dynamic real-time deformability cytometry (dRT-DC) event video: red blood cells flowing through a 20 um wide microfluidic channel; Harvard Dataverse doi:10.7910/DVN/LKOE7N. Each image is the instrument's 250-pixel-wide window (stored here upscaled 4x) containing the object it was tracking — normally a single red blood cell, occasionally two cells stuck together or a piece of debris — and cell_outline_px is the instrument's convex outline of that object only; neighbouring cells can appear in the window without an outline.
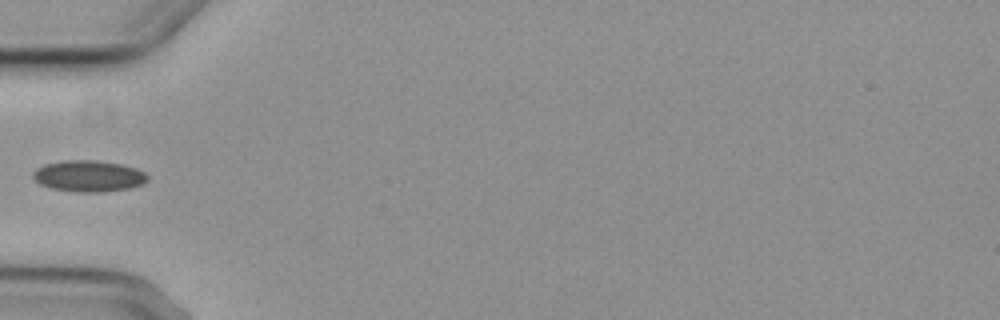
{"species": "common noctule bat (a hibernating species)", "species_latin": "Nyctalus noctula", "temperature_condition": "cold", "stored_images_in_passage": 6, "camera_frame_rate_fps": 3000, "um_per_image_px": 0.085, "animal": {"sex": "female", "body_mass_g": 29.2, "forearm_length_mm": 56.3}, "frame": {"image": 1, "passage_image": 5, "time_ms": 6.0, "image_size_px": [1000, 320], "cell_outline_px": [[148, 180], [144, 184], [132, 188], [100, 192], [76, 192], [52, 188], [40, 184], [32, 176], [32, 172], [36, 168], [44, 164], [64, 160], [92, 160], [120, 164], [136, 168], [144, 172], [148, 176]], "centroid_in_image_um": [7.54, 14.97], "position_along_channel_um": 77.5, "area_um2": 20.98}}
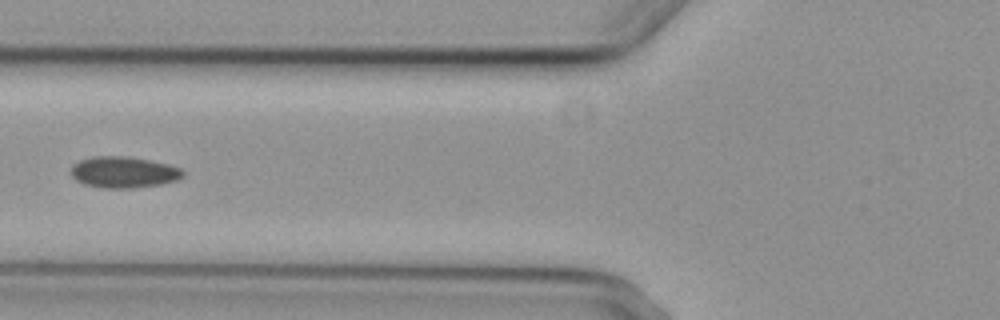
{"frame": {"image": 2, "passage_image": 6, "time_ms": 7.0, "image_size_px": [1000, 320], "cell_outline_px": [[184, 176], [176, 180], [160, 184], [132, 188], [104, 188], [84, 184], [76, 180], [72, 176], [72, 164], [80, 160], [92, 156], [128, 156], [168, 164], [180, 168], [184, 172]], "centroid_in_image_um": [10.5, 14.63], "position_along_channel_um": 115.3, "area_um2": 20.35}}